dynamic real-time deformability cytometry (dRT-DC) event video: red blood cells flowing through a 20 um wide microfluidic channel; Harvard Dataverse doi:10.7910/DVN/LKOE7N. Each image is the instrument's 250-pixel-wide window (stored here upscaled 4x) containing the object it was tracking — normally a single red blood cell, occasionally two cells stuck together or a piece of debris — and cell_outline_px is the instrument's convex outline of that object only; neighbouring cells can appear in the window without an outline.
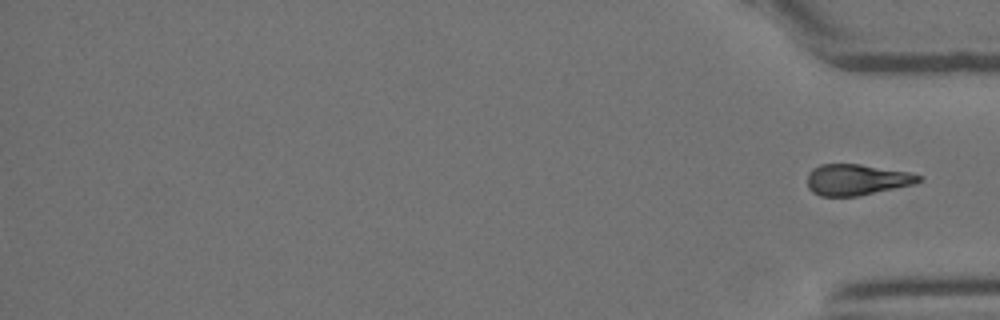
{"species": "Egyptian fruit bat (a non-hibernating species)", "species_latin": "Rousettus aegyptiacus", "temperature_condition": "room temperature", "stored_images_in_passage": 37, "segment_of_instrument_passage": [2, 2], "camera_frame_rate_fps": 3000, "um_per_image_px": 0.085, "animal": {"sex": "female"}, "frame": {"image": 1, "passage_image": 37, "time_ms": 12.0, "image_size_px": [1000, 320], "cell_outline_px": [[920, 180], [912, 184], [856, 196], [820, 196], [812, 192], [808, 188], [808, 172], [812, 168], [820, 164], [860, 164], [908, 172], [920, 176]], "centroid_in_image_um": [72.73, 15.26], "position_along_channel_um": 362.5, "area_um2": 19.83}}